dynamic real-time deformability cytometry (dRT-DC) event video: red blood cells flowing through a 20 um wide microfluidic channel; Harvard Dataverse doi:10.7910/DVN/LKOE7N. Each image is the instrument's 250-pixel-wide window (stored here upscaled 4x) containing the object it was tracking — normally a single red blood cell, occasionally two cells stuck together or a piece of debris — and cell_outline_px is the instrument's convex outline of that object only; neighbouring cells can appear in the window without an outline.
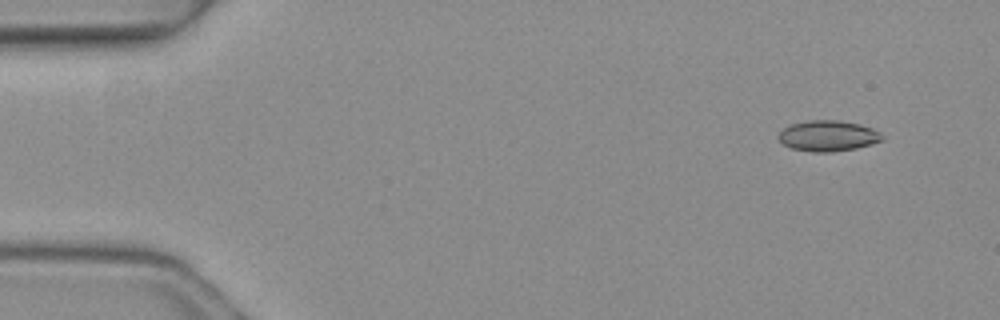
{"species": "common noctule bat (a hibernating species)", "species_latin": "Nyctalus noctula", "temperature_condition": "warm", "stored_images_in_passage": 4, "segment_of_instrument_passage": [1, 2], "camera_frame_rate_fps": 3000, "um_per_image_px": 0.085, "animal": {"sex": "female", "body_mass_g": 19.3, "forearm_length_mm": 54.1}, "frame": {"image": 1, "passage_image": 1, "time_ms": 0.0, "image_size_px": [1000, 320], "cell_outline_px": [[884, 140], [872, 144], [856, 148], [832, 152], [812, 152], [792, 148], [784, 144], [776, 136], [784, 128], [792, 124], [804, 120], [840, 120], [860, 124], [872, 128], [880, 132], [884, 136]], "centroid_in_image_um": [70.41, 11.54], "position_along_channel_um": 14.6, "area_um2": 18.73}}